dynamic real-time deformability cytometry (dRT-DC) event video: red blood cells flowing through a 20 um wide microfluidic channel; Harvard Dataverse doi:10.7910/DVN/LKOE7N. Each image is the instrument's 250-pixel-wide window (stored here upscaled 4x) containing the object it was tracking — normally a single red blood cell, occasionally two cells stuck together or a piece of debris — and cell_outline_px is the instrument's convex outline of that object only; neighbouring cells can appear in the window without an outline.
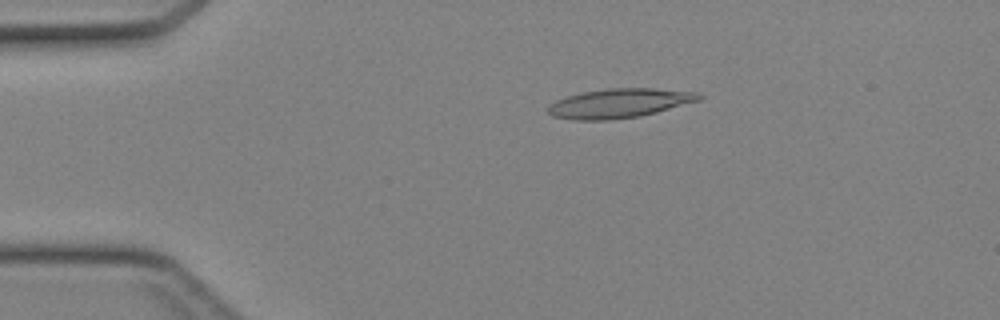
{"species": "Egyptian fruit bat (a non-hibernating species)", "species_latin": "Rousettus aegyptiacus", "temperature_condition": "cold", "stored_images_in_passage": 44, "camera_frame_rate_fps": 3000, "um_per_image_px": 0.085, "animal": {"sex": "female"}, "frame": {"image": 1, "passage_image": 9, "time_ms": 2.667, "image_size_px": [1000, 320], "cell_outline_px": [[704, 96], [700, 100], [656, 112], [640, 116], [608, 120], [572, 120], [552, 116], [548, 112], [548, 104], [556, 100], [580, 92], [604, 88], [652, 88], [700, 92]], "centroid_in_image_um": [52.64, 8.77], "position_along_channel_um": 32.4, "area_um2": 25.95}}
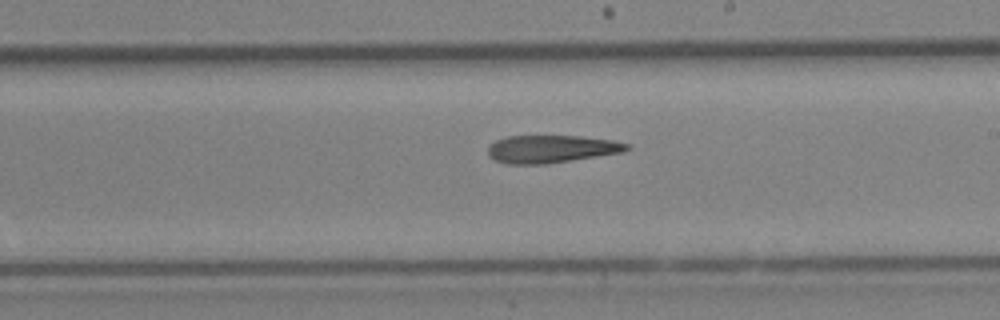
{"frame": {"image": 2, "passage_image": 26, "time_ms": 8.333, "image_size_px": [1000, 320], "cell_outline_px": [[632, 148], [624, 152], [544, 164], [504, 164], [488, 156], [488, 144], [496, 140], [508, 136], [580, 136], [612, 140], [628, 144]], "centroid_in_image_um": [46.84, 12.66], "position_along_channel_um": 242.2, "area_um2": 22.43}}
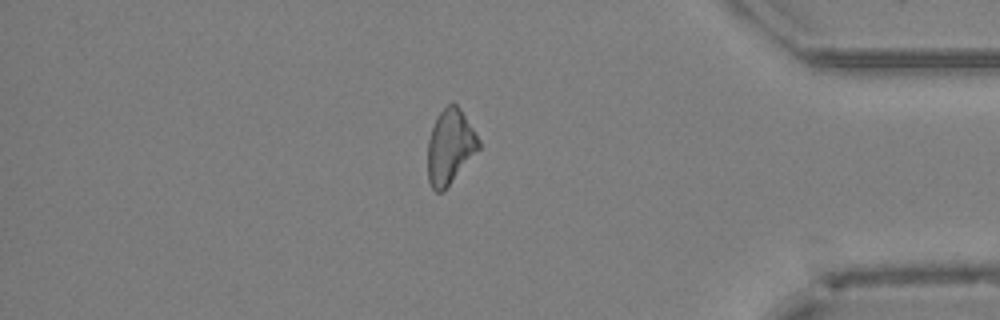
{"frame": {"image": 3, "passage_image": 38, "time_ms": 12.333, "image_size_px": [1000, 320], "cell_outline_px": [[480, 148], [444, 192], [436, 192], [432, 188], [428, 180], [428, 140], [432, 128], [440, 112], [452, 100], [460, 108], [480, 140]], "centroid_in_image_um": [38.26, 12.49], "position_along_channel_um": 396.9, "area_um2": 22.2}}